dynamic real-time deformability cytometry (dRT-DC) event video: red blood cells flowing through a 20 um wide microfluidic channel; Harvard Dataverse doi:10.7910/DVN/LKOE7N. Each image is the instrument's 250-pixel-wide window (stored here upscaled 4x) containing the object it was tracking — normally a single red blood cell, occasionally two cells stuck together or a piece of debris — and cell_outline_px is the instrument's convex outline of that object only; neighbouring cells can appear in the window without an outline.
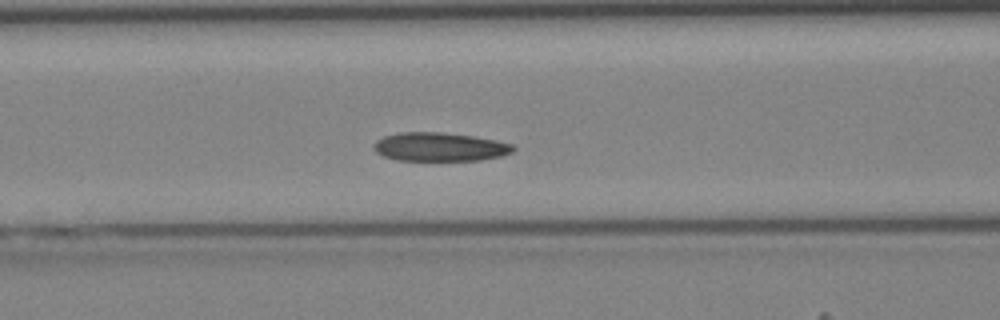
{"species": "Egyptian fruit bat (a non-hibernating species)", "species_latin": "Rousettus aegyptiacus", "temperature_condition": "cold", "stored_images_in_passage": 27, "camera_frame_rate_fps": 3000, "um_per_image_px": 0.085, "animal": {"sex": "female"}, "frame": {"image": 1, "passage_image": 5, "time_ms": 1.333, "image_size_px": [1000, 320], "cell_outline_px": [[516, 148], [512, 152], [500, 156], [480, 160], [396, 160], [384, 156], [376, 152], [372, 148], [372, 144], [376, 140], [384, 136], [400, 132], [440, 132], [472, 136], [496, 140], [512, 144]], "centroid_in_image_um": [37.34, 12.48], "position_along_channel_um": 129.3, "area_um2": 23.29}}
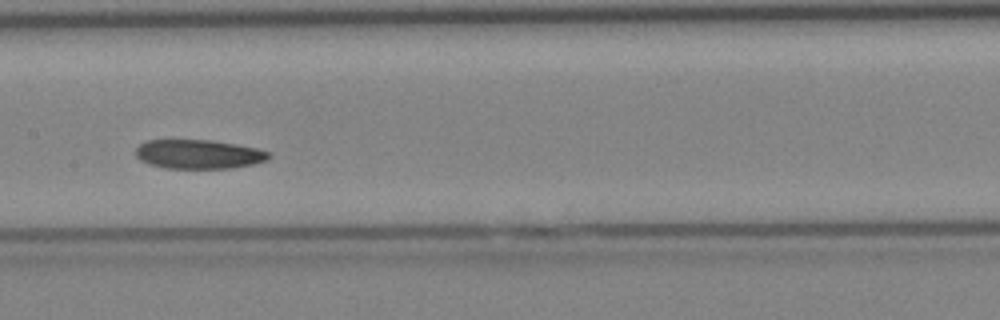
{"frame": {"image": 2, "passage_image": 9, "time_ms": 2.667, "image_size_px": [1000, 320], "cell_outline_px": [[272, 156], [268, 160], [252, 164], [232, 168], [164, 168], [148, 164], [140, 160], [136, 156], [136, 148], [140, 144], [148, 140], [212, 140], [236, 144], [256, 148], [268, 152]], "centroid_in_image_um": [16.88, 13.11], "position_along_channel_um": 190.5, "area_um2": 22.6}}
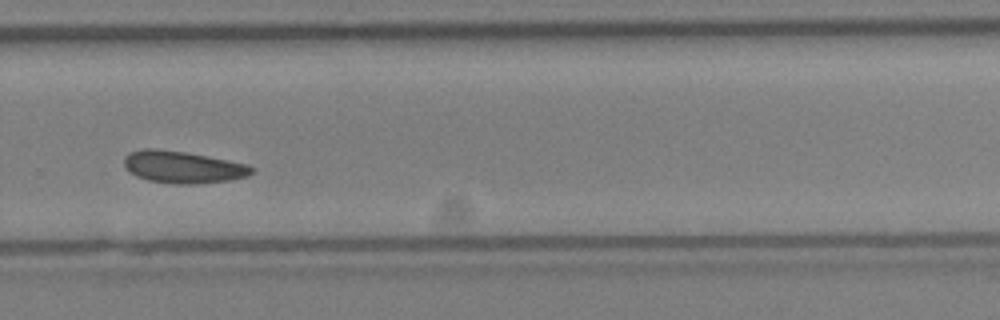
{"frame": {"image": 3, "passage_image": 17, "time_ms": 5.333, "image_size_px": [1000, 320], "cell_outline_px": [[252, 172], [248, 176], [228, 180], [196, 184], [180, 184], [148, 180], [136, 176], [124, 164], [124, 156], [128, 152], [144, 148], [152, 148], [184, 152], [248, 164], [252, 168]], "centroid_in_image_um": [15.52, 14.2], "position_along_channel_um": 314.3, "area_um2": 23.47}}